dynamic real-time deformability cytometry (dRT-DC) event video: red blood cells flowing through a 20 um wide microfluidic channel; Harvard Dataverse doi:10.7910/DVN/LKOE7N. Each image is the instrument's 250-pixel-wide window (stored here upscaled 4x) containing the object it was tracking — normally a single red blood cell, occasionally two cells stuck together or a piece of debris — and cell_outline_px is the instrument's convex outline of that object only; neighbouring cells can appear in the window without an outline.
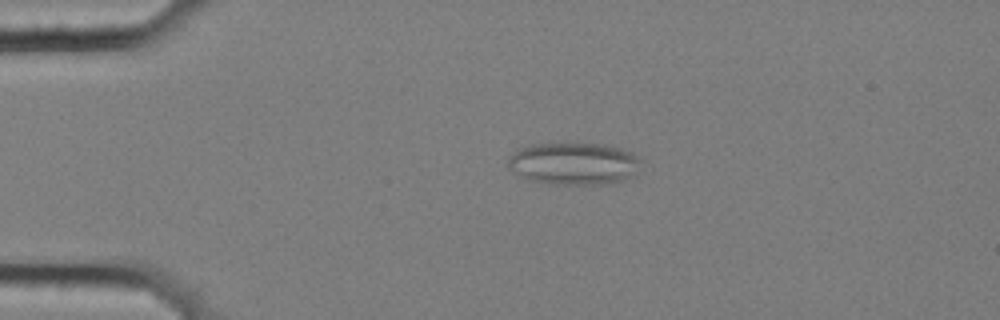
{"species": "common noctule bat (a hibernating species)", "species_latin": "Nyctalus noctula", "temperature_condition": "cold", "stored_images_in_passage": 46, "camera_frame_rate_fps": 3000, "um_per_image_px": 0.085, "animal": {"sex": "female", "body_mass_g": 25.1}, "frame": {"image": 1, "passage_image": 2, "time_ms": 0.333, "image_size_px": [1000, 320], "cell_outline_px": [[640, 160], [628, 176], [620, 180], [604, 184], [548, 184], [528, 180], [520, 176], [508, 168], [508, 156], [516, 148], [528, 144], [556, 140], [580, 140], [604, 144], [620, 148], [632, 152]], "centroid_in_image_um": [48.61, 13.82], "position_along_channel_um": 36.4, "area_um2": 33.87}}
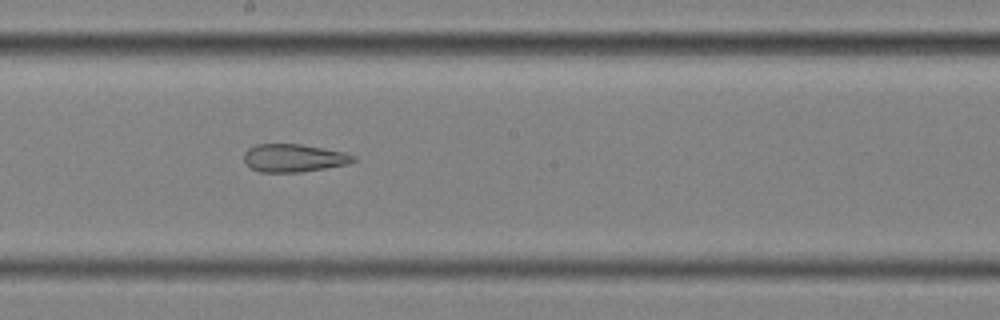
{"frame": {"image": 2, "passage_image": 21, "time_ms": 6.667, "image_size_px": [1000, 320], "cell_outline_px": [[356, 160], [348, 164], [300, 172], [260, 172], [244, 164], [244, 152], [248, 148], [256, 144], [300, 144], [344, 152], [356, 156]], "centroid_in_image_um": [24.94, 13.43], "position_along_channel_um": 223.3, "area_um2": 17.8}}
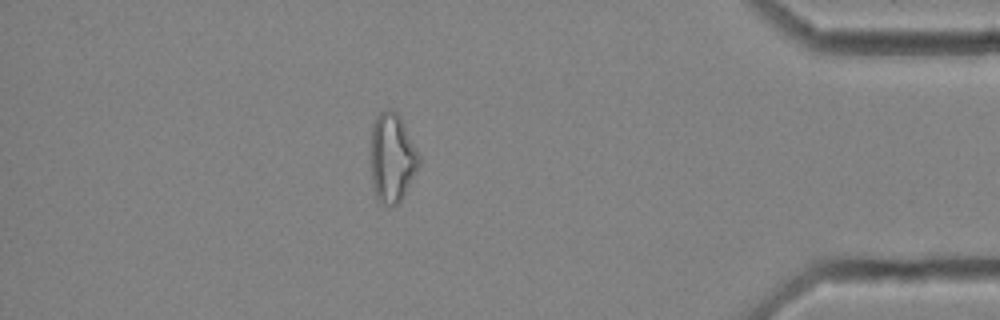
{"frame": {"image": 3, "passage_image": 39, "time_ms": 12.667, "image_size_px": [1000, 320], "cell_outline_px": [[420, 164], [400, 204], [392, 208], [380, 204], [376, 200], [372, 188], [372, 124], [376, 116], [380, 112], [388, 108], [392, 108], [400, 116], [420, 156]], "centroid_in_image_um": [33.33, 13.48], "position_along_channel_um": 401.9, "area_um2": 25.43}, "authors_computed_cell_mechanics": {"area_um2": 23.1489, "velocity_mm_per_s": 3.5864, "shape_relaxation_time_tau1_ms": null, "shape_relaxation_time_tau2_ms": 2.0114, "deformation_change_tau1": null, "deformation_change_tau2": 0.1063}}